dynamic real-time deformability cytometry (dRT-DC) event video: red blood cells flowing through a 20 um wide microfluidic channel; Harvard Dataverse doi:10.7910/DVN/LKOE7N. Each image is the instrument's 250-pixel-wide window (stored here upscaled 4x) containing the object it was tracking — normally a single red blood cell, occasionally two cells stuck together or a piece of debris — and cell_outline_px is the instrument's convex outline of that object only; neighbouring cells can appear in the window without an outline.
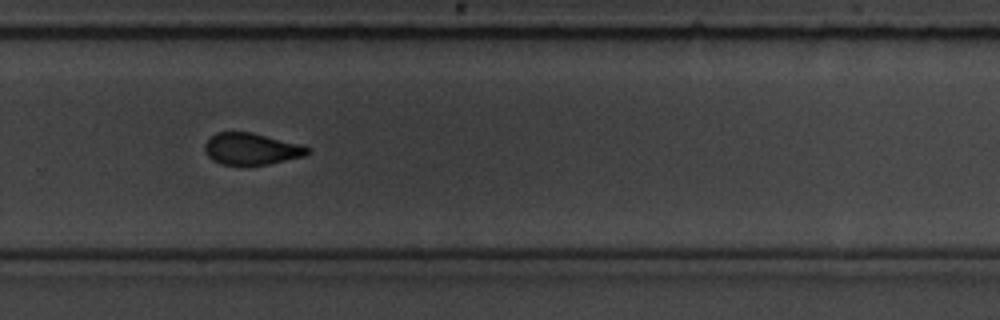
{"species": "common noctule bat (a hibernating species)", "species_latin": "Nyctalus noctula", "temperature_condition": "room temperature", "stored_images_in_passage": 17, "camera_frame_rate_fps": 3000, "um_per_image_px": 0.085, "animal": {"sex": "male", "body_mass_g": 19.5, "forearm_length_mm": 54.6}, "frame": {"image": 1, "passage_image": 12, "time_ms": 13.667, "image_size_px": [1000, 320], "cell_outline_px": [[312, 152], [304, 156], [268, 164], [220, 164], [212, 160], [208, 156], [204, 148], [204, 144], [216, 132], [252, 132], [304, 144], [312, 148]], "centroid_in_image_um": [21.43, 12.64], "position_along_channel_um": 308.4, "area_um2": 19.13}}
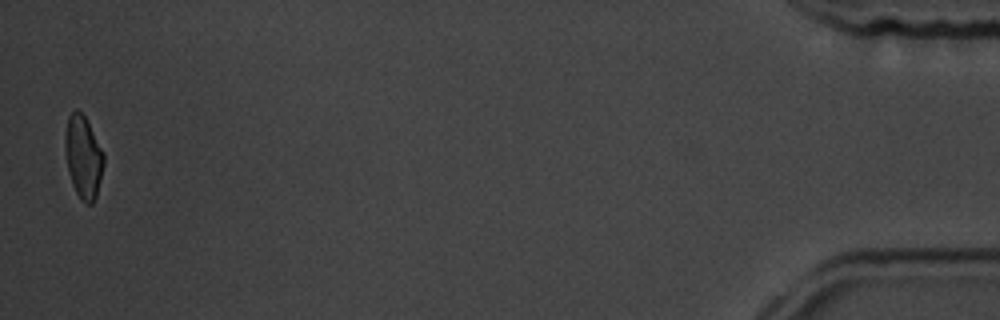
{"frame": {"image": 2, "passage_image": 17, "time_ms": 19.667, "image_size_px": [1000, 320], "cell_outline_px": [[104, 164], [96, 196], [92, 204], [84, 204], [80, 200], [72, 184], [68, 172], [64, 148], [64, 136], [68, 116], [76, 108], [84, 116], [104, 152]], "centroid_in_image_um": [7.06, 13.36], "position_along_channel_um": 428.1, "area_um2": 18.73}, "authors_computed_cell_mechanics": {"area_um2": 16.0106, "velocity_mm_per_s": 3.5267, "shape_relaxation_time_tau1_ms": 3.2564, "shape_relaxation_time_tau2_ms": 7.7831, "deformation_change_tau1": 0.0937, "deformation_change_tau2": 0.0755}}